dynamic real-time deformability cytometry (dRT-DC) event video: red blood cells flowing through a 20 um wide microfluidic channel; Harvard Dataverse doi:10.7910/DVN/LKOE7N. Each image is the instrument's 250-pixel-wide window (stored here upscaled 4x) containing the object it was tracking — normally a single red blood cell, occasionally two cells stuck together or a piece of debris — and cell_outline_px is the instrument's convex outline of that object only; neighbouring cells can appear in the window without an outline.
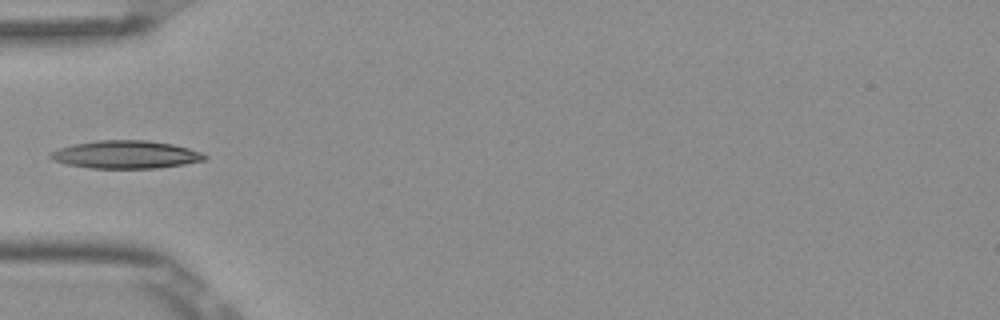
{"species": "Egyptian fruit bat (a non-hibernating species)", "species_latin": "Rousettus aegyptiacus", "temperature_condition": "room temperature", "stored_images_in_passage": 5, "camera_frame_rate_fps": 3000, "um_per_image_px": 0.085, "frame": {"image": 1, "passage_image": 5, "time_ms": 1.333, "image_size_px": [1000, 320], "cell_outline_px": [[208, 156], [204, 160], [184, 164], [156, 168], [88, 168], [68, 164], [52, 160], [48, 156], [52, 152], [60, 148], [76, 144], [96, 140], [148, 140], [172, 144], [188, 148], [200, 152]], "centroid_in_image_um": [10.7, 13.14], "position_along_channel_um": 74.3, "area_um2": 24.85}}